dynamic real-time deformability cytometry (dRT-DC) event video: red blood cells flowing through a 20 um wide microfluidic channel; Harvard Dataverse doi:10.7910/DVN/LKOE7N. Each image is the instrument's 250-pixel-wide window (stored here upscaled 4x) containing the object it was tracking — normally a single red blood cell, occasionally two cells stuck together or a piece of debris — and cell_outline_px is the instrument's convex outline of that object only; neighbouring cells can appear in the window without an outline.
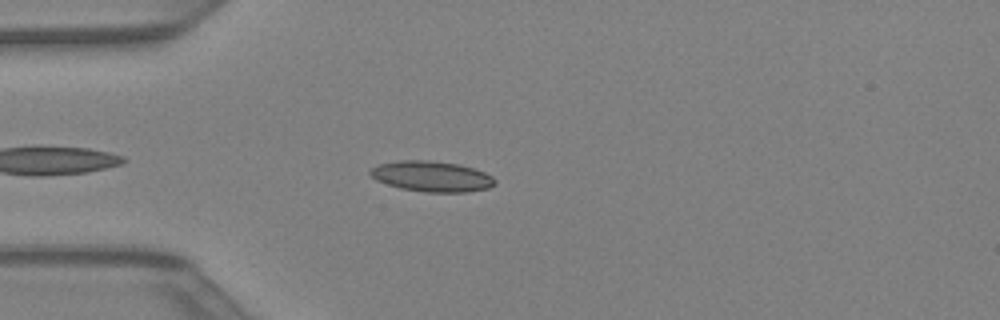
{"species": "Egyptian fruit bat (a non-hibernating species)", "species_latin": "Rousettus aegyptiacus", "temperature_condition": "warm", "stored_images_in_passage": 31, "camera_frame_rate_fps": 3000, "um_per_image_px": 0.085, "animal": {"sex": "female"}, "frame": {"image": 1, "passage_image": 4, "time_ms": 1.0, "image_size_px": [1000, 320], "cell_outline_px": [[496, 184], [488, 188], [468, 192], [424, 192], [400, 188], [376, 180], [368, 172], [372, 168], [380, 164], [396, 160], [432, 160], [460, 164], [484, 172], [492, 176], [496, 180]], "centroid_in_image_um": [36.71, 14.99], "position_along_channel_um": 48.3, "area_um2": 22.31}}
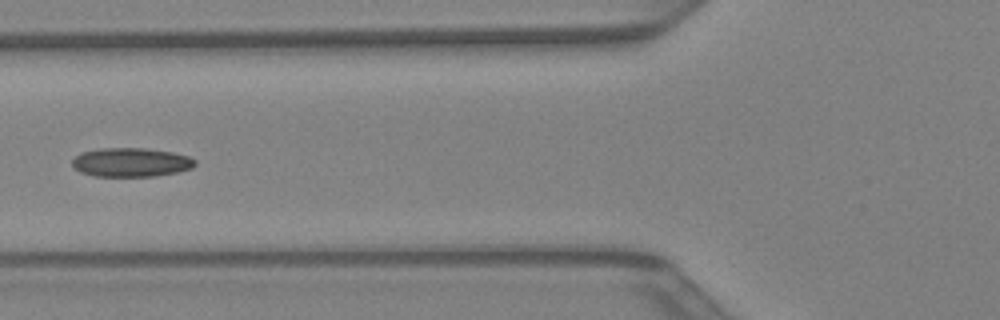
{"frame": {"image": 2, "passage_image": 9, "time_ms": 2.667, "image_size_px": [1000, 320], "cell_outline_px": [[196, 164], [192, 168], [176, 172], [156, 176], [96, 176], [80, 172], [72, 164], [72, 160], [80, 152], [100, 148], [144, 148], [172, 152], [188, 156], [196, 160]], "centroid_in_image_um": [11.14, 13.79], "position_along_channel_um": 114.7, "area_um2": 20.69}}
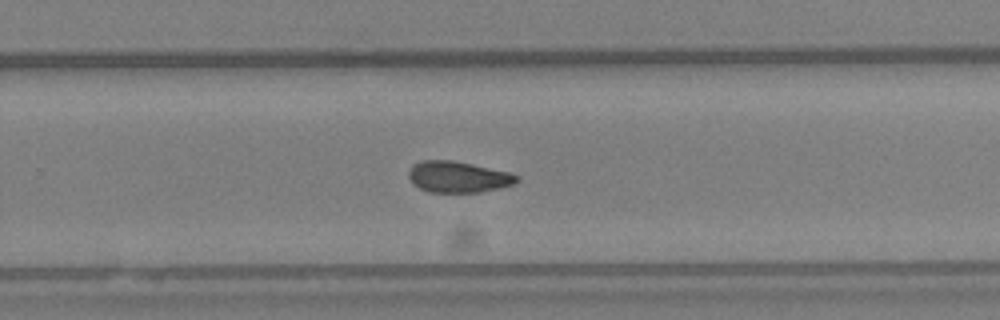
{"frame": {"image": 3, "passage_image": 20, "time_ms": 6.333, "image_size_px": [1000, 320], "cell_outline_px": [[520, 180], [512, 184], [480, 192], [428, 192], [420, 188], [408, 176], [408, 172], [412, 164], [420, 160], [452, 160], [512, 172], [520, 176]], "centroid_in_image_um": [38.95, 15.02], "position_along_channel_um": 290.8, "area_um2": 19.65}}